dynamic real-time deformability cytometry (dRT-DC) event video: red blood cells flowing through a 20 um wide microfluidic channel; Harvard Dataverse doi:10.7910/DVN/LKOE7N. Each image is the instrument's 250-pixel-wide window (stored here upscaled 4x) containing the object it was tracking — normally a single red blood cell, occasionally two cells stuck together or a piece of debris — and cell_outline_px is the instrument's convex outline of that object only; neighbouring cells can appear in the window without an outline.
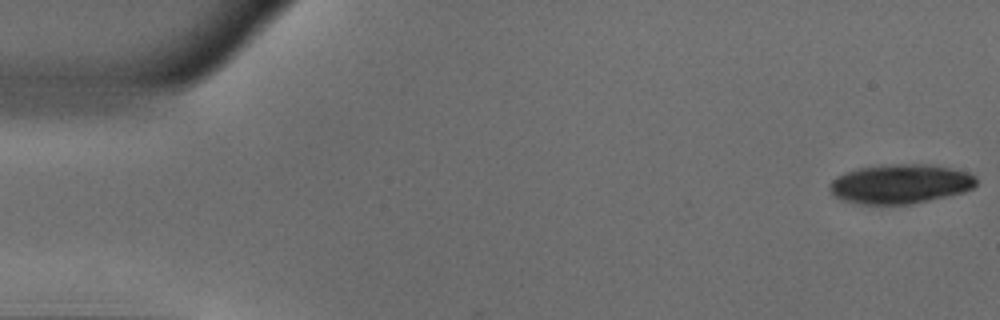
{"species": "common noctule bat (a hibernating species)", "species_latin": "Nyctalus noctula", "temperature_condition": "warm", "stored_images_in_passage": 9, "camera_frame_rate_fps": 3000, "um_per_image_px": 0.085, "animal": {"sex": "male", "body_mass_g": 18.8}, "frame": {"image": 1, "passage_image": 1, "time_ms": 0.0, "image_size_px": [1000, 320], "cell_outline_px": [[976, 184], [972, 188], [964, 192], [912, 204], [856, 204], [840, 200], [828, 188], [828, 184], [836, 176], [856, 168], [896, 164], [928, 164], [952, 168], [968, 172], [976, 176]], "centroid_in_image_um": [76.51, 15.63], "position_along_channel_um": 8.5, "area_um2": 33.81}}